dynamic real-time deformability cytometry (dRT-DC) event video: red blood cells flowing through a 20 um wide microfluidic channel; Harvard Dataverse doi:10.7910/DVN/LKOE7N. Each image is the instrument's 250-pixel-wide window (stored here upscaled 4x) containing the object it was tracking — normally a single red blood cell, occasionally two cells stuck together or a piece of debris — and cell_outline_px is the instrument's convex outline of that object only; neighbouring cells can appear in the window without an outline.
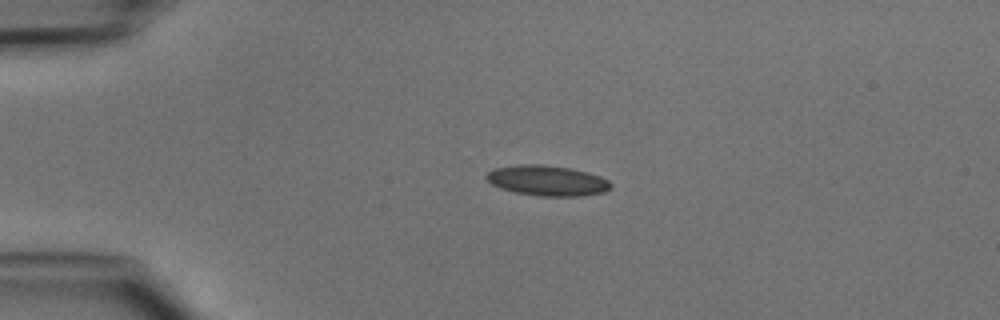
{"species": "common noctule bat (a hibernating species)", "species_latin": "Nyctalus noctula", "temperature_condition": "cold", "stored_images_in_passage": 2, "camera_frame_rate_fps": 3000, "um_per_image_px": 0.085, "animal": {"sex": "male", "body_mass_g": 15.6}, "frame": {"image": 1, "passage_image": 1, "time_ms": 0.0, "image_size_px": [1000, 320], "cell_outline_px": [[612, 188], [604, 192], [580, 196], [540, 196], [516, 192], [500, 188], [492, 184], [484, 176], [492, 168], [520, 164], [544, 164], [572, 168], [588, 172], [600, 176], [608, 180], [612, 184]], "centroid_in_image_um": [46.52, 15.34], "position_along_channel_um": 38.5, "area_um2": 22.2}}